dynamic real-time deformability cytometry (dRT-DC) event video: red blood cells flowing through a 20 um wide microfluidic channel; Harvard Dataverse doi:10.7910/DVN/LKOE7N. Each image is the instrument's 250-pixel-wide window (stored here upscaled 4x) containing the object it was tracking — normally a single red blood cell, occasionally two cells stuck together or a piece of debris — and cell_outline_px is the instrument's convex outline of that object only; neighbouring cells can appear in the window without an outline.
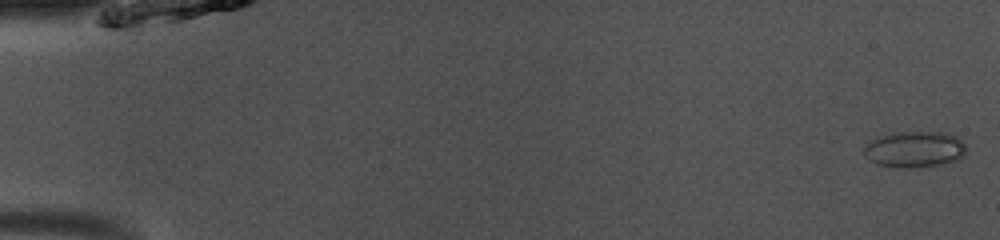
{"species": "common noctule bat (a hibernating species)", "species_latin": "Nyctalus noctula", "temperature_condition": "room temperature", "stored_images_in_passage": 49, "camera_frame_rate_fps": 3000, "um_per_image_px": 0.085, "animal": {"sex": "male", "body_mass_g": 13.0, "forearm_length_mm": 53.1}, "frame": {"image": 1, "passage_image": 1, "time_ms": 0.0, "image_size_px": [1000, 240], "cell_outline_px": [[964, 156], [956, 160], [940, 164], [908, 168], [896, 168], [876, 164], [868, 160], [864, 156], [864, 148], [872, 140], [880, 136], [896, 132], [948, 132], [956, 136], [964, 144]], "centroid_in_image_um": [77.71, 12.7], "position_along_channel_um": 7.3, "area_um2": 21.5}}
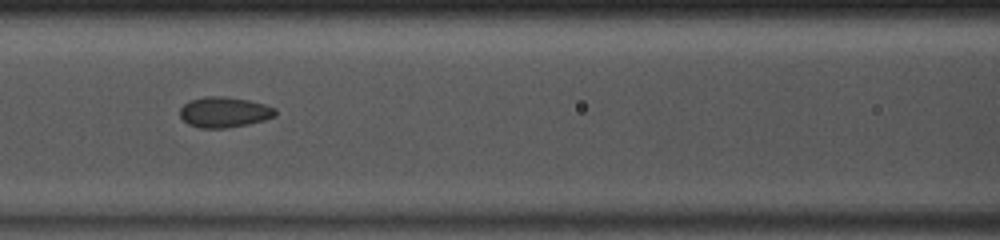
{"frame": {"image": 2, "passage_image": 22, "time_ms": 7.0, "image_size_px": [1000, 240], "cell_outline_px": [[276, 116], [264, 120], [248, 124], [224, 128], [200, 128], [188, 124], [180, 116], [180, 108], [188, 100], [204, 96], [224, 96], [248, 100], [264, 104], [276, 108]], "centroid_in_image_um": [19.05, 9.52], "position_along_channel_um": 147.6, "area_um2": 17.05}}
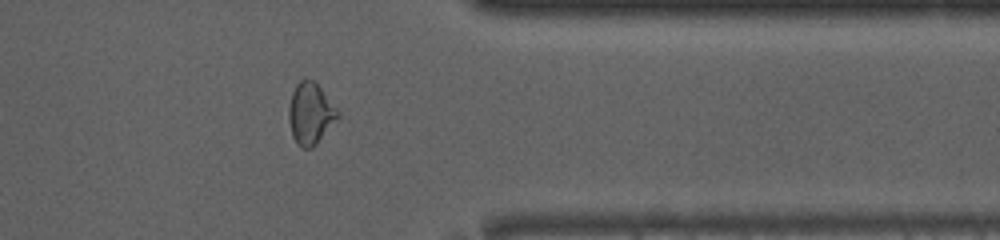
{"frame": {"image": 3, "passage_image": 40, "time_ms": 13.0, "image_size_px": [1000, 240], "cell_outline_px": [[340, 116], [316, 144], [312, 148], [300, 148], [296, 144], [292, 136], [288, 116], [288, 108], [292, 92], [296, 84], [304, 76], [312, 80], [320, 88], [340, 112]], "centroid_in_image_um": [26.37, 9.65], "position_along_channel_um": 385.0, "area_um2": 17.63}, "authors_computed_cell_mechanics": {"area_um2": 17.629, "velocity_mm_per_s": 4.0822, "shape_relaxation_time_tau1_ms": 8.3409, "shape_relaxation_time_tau2_ms": 1.6239, "deformation_change_tau1": 0.1182, "deformation_change_tau2": 0.0698}}